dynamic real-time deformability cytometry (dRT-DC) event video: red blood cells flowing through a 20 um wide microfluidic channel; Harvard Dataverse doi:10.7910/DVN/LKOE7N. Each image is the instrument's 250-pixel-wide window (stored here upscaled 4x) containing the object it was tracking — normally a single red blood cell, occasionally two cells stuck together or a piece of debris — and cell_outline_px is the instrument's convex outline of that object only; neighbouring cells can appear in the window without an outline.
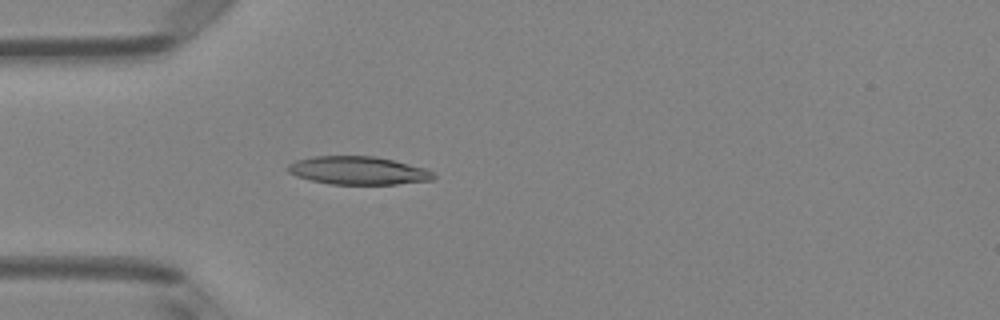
{"species": "Egyptian fruit bat (a non-hibernating species)", "species_latin": "Rousettus aegyptiacus", "temperature_condition": "room temperature", "stored_images_in_passage": 50, "camera_frame_rate_fps": 3000, "um_per_image_px": 0.085, "animal": {"sex": "female"}, "frame": {"image": 1, "passage_image": 15, "time_ms": 4.667, "image_size_px": [1000, 320], "cell_outline_px": [[436, 176], [432, 180], [396, 184], [328, 184], [296, 176], [288, 172], [284, 168], [288, 164], [296, 160], [312, 156], [372, 156], [392, 160], [428, 168]], "centroid_in_image_um": [30.42, 14.49], "position_along_channel_um": 54.6, "area_um2": 23.99}}
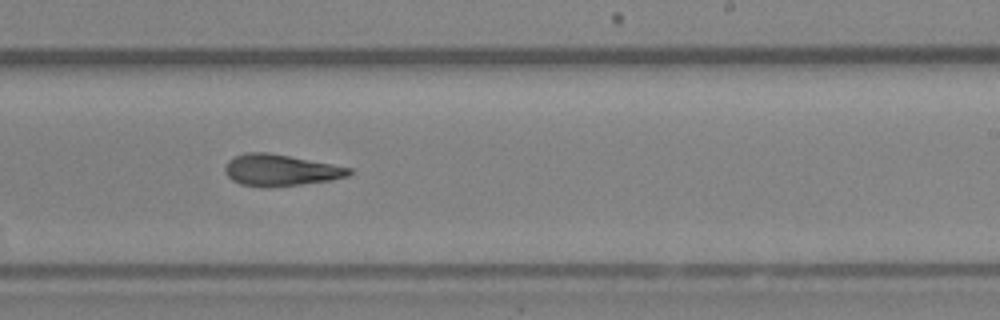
{"frame": {"image": 2, "passage_image": 31, "time_ms": 10.0, "image_size_px": [1000, 320], "cell_outline_px": [[352, 172], [348, 176], [332, 180], [300, 184], [240, 184], [232, 180], [224, 172], [224, 168], [228, 160], [244, 152], [268, 152], [352, 168]], "centroid_in_image_um": [23.84, 14.42], "position_along_channel_um": 265.2, "area_um2": 21.91}}
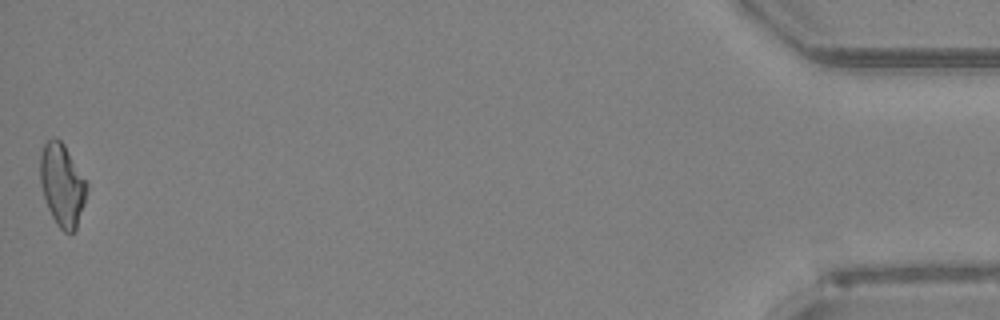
{"frame": {"image": 3, "passage_image": 50, "time_ms": 16.333, "image_size_px": [1000, 320], "cell_outline_px": [[88, 188], [84, 204], [76, 228], [72, 232], [64, 232], [56, 224], [48, 208], [40, 184], [40, 156], [44, 144], [52, 136], [56, 136], [64, 144], [88, 184]], "centroid_in_image_um": [5.28, 15.69], "position_along_channel_um": 429.9, "area_um2": 22.31}, "authors_computed_cell_mechanics": {"area_um2": 23.0622, "velocity_mm_per_s": 4.0878, "shape_relaxation_time_tau1_ms": 8.6915, "shape_relaxation_time_tau2_ms": 3.6687, "deformation_change_tau1": 0.2202, "deformation_change_tau2": 0.1405}}